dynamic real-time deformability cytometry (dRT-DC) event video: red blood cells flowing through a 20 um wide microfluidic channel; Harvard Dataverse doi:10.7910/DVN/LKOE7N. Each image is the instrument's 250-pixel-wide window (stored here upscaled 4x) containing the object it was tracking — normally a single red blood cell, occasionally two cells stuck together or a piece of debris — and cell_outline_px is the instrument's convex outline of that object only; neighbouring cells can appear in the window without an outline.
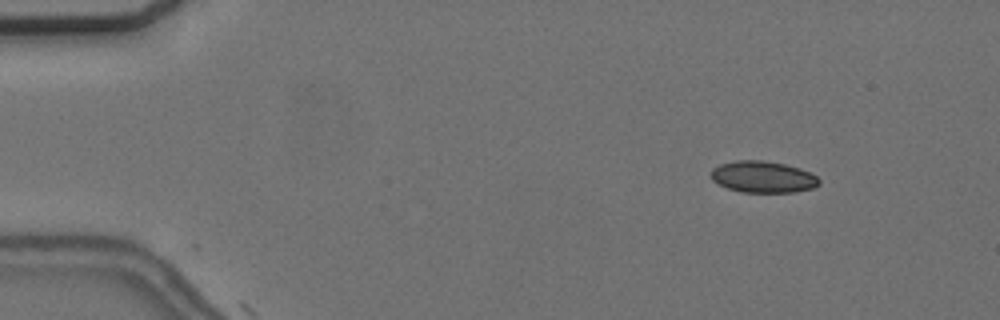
{"species": "common noctule bat (a hibernating species)", "species_latin": "Nyctalus noctula", "temperature_condition": "cold", "stored_images_in_passage": 5, "camera_frame_rate_fps": 3000, "um_per_image_px": 0.085, "animal": {"sex": "female", "body_mass_g": 24.6, "forearm_length_mm": 56.2}, "frame": {"image": 1, "passage_image": 1, "time_ms": 0.0, "image_size_px": [1000, 320], "cell_outline_px": [[820, 184], [812, 188], [796, 192], [740, 192], [728, 188], [712, 180], [712, 168], [720, 164], [736, 160], [764, 160], [784, 164], [800, 168], [816, 176], [820, 180]], "centroid_in_image_um": [64.86, 15.03], "position_along_channel_um": 20.1, "area_um2": 19.83}}
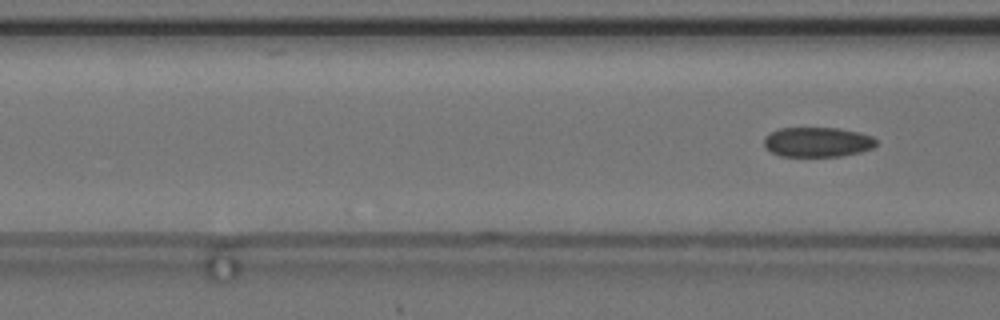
{"frame": {"image": 2, "passage_image": 5, "time_ms": 4.667, "image_size_px": [1000, 320], "cell_outline_px": [[876, 144], [872, 148], [860, 152], [840, 156], [780, 156], [772, 152], [764, 144], [764, 136], [780, 128], [840, 128], [860, 132], [872, 136], [876, 140]], "centroid_in_image_um": [69.5, 12.07], "position_along_channel_um": 97.1, "area_um2": 19.42}}